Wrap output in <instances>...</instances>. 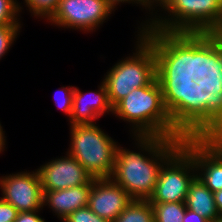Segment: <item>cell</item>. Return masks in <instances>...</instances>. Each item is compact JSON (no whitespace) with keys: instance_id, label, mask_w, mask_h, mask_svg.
Masks as SVG:
<instances>
[{"instance_id":"obj_3","label":"cell","mask_w":222,"mask_h":222,"mask_svg":"<svg viewBox=\"0 0 222 222\" xmlns=\"http://www.w3.org/2000/svg\"><path fill=\"white\" fill-rule=\"evenodd\" d=\"M112 115L127 121L133 135L173 138V123L157 79L150 85L133 89L113 107Z\"/></svg>"},{"instance_id":"obj_1","label":"cell","mask_w":222,"mask_h":222,"mask_svg":"<svg viewBox=\"0 0 222 222\" xmlns=\"http://www.w3.org/2000/svg\"><path fill=\"white\" fill-rule=\"evenodd\" d=\"M154 49L156 79L173 123V138L189 137V93L196 84L195 33L142 30L138 32Z\"/></svg>"},{"instance_id":"obj_4","label":"cell","mask_w":222,"mask_h":222,"mask_svg":"<svg viewBox=\"0 0 222 222\" xmlns=\"http://www.w3.org/2000/svg\"><path fill=\"white\" fill-rule=\"evenodd\" d=\"M161 12L145 30L222 33V6L218 0H170Z\"/></svg>"},{"instance_id":"obj_26","label":"cell","mask_w":222,"mask_h":222,"mask_svg":"<svg viewBox=\"0 0 222 222\" xmlns=\"http://www.w3.org/2000/svg\"><path fill=\"white\" fill-rule=\"evenodd\" d=\"M19 211L0 197V222H13Z\"/></svg>"},{"instance_id":"obj_9","label":"cell","mask_w":222,"mask_h":222,"mask_svg":"<svg viewBox=\"0 0 222 222\" xmlns=\"http://www.w3.org/2000/svg\"><path fill=\"white\" fill-rule=\"evenodd\" d=\"M113 10L104 0H59L56 11L47 20L58 28H70L84 33L98 30Z\"/></svg>"},{"instance_id":"obj_24","label":"cell","mask_w":222,"mask_h":222,"mask_svg":"<svg viewBox=\"0 0 222 222\" xmlns=\"http://www.w3.org/2000/svg\"><path fill=\"white\" fill-rule=\"evenodd\" d=\"M62 222H110L109 220L99 217L88 206L79 208L69 214Z\"/></svg>"},{"instance_id":"obj_23","label":"cell","mask_w":222,"mask_h":222,"mask_svg":"<svg viewBox=\"0 0 222 222\" xmlns=\"http://www.w3.org/2000/svg\"><path fill=\"white\" fill-rule=\"evenodd\" d=\"M75 86L60 88L54 95L55 105L59 107L70 119L72 112L73 94Z\"/></svg>"},{"instance_id":"obj_16","label":"cell","mask_w":222,"mask_h":222,"mask_svg":"<svg viewBox=\"0 0 222 222\" xmlns=\"http://www.w3.org/2000/svg\"><path fill=\"white\" fill-rule=\"evenodd\" d=\"M92 178L87 184L76 187L45 191L43 193V207L49 206L53 215L62 222L73 211L88 206L89 194L92 188Z\"/></svg>"},{"instance_id":"obj_28","label":"cell","mask_w":222,"mask_h":222,"mask_svg":"<svg viewBox=\"0 0 222 222\" xmlns=\"http://www.w3.org/2000/svg\"><path fill=\"white\" fill-rule=\"evenodd\" d=\"M182 222H210L206 218L200 216L198 213L193 212L186 208V212Z\"/></svg>"},{"instance_id":"obj_8","label":"cell","mask_w":222,"mask_h":222,"mask_svg":"<svg viewBox=\"0 0 222 222\" xmlns=\"http://www.w3.org/2000/svg\"><path fill=\"white\" fill-rule=\"evenodd\" d=\"M196 177L192 155L181 145L161 166L150 203L185 202Z\"/></svg>"},{"instance_id":"obj_20","label":"cell","mask_w":222,"mask_h":222,"mask_svg":"<svg viewBox=\"0 0 222 222\" xmlns=\"http://www.w3.org/2000/svg\"><path fill=\"white\" fill-rule=\"evenodd\" d=\"M31 16L48 20L56 11L59 0H24Z\"/></svg>"},{"instance_id":"obj_32","label":"cell","mask_w":222,"mask_h":222,"mask_svg":"<svg viewBox=\"0 0 222 222\" xmlns=\"http://www.w3.org/2000/svg\"><path fill=\"white\" fill-rule=\"evenodd\" d=\"M214 222H222V218L217 219V220H216V221H214Z\"/></svg>"},{"instance_id":"obj_17","label":"cell","mask_w":222,"mask_h":222,"mask_svg":"<svg viewBox=\"0 0 222 222\" xmlns=\"http://www.w3.org/2000/svg\"><path fill=\"white\" fill-rule=\"evenodd\" d=\"M186 208L198 213L210 222L222 218L209 188L196 176L189 186L185 200Z\"/></svg>"},{"instance_id":"obj_12","label":"cell","mask_w":222,"mask_h":222,"mask_svg":"<svg viewBox=\"0 0 222 222\" xmlns=\"http://www.w3.org/2000/svg\"><path fill=\"white\" fill-rule=\"evenodd\" d=\"M37 170L43 193L87 184L92 179L85 168L68 153L66 156L51 159Z\"/></svg>"},{"instance_id":"obj_22","label":"cell","mask_w":222,"mask_h":222,"mask_svg":"<svg viewBox=\"0 0 222 222\" xmlns=\"http://www.w3.org/2000/svg\"><path fill=\"white\" fill-rule=\"evenodd\" d=\"M22 24H0V60L16 42ZM15 41V42H14Z\"/></svg>"},{"instance_id":"obj_18","label":"cell","mask_w":222,"mask_h":222,"mask_svg":"<svg viewBox=\"0 0 222 222\" xmlns=\"http://www.w3.org/2000/svg\"><path fill=\"white\" fill-rule=\"evenodd\" d=\"M113 222H155L153 207L148 200L133 199Z\"/></svg>"},{"instance_id":"obj_13","label":"cell","mask_w":222,"mask_h":222,"mask_svg":"<svg viewBox=\"0 0 222 222\" xmlns=\"http://www.w3.org/2000/svg\"><path fill=\"white\" fill-rule=\"evenodd\" d=\"M132 200L112 178H100L92 181L88 207L99 217L113 222Z\"/></svg>"},{"instance_id":"obj_25","label":"cell","mask_w":222,"mask_h":222,"mask_svg":"<svg viewBox=\"0 0 222 222\" xmlns=\"http://www.w3.org/2000/svg\"><path fill=\"white\" fill-rule=\"evenodd\" d=\"M170 0H141V3H142V5H143V7L145 8V10L146 11H148L149 10V12L150 11H152V12H150L151 14V16L149 15V17H151V18H147L145 21H143V22H141V24H140V28L139 27H137L138 28V31L137 32H140V31H142V30H145V29H148L149 28V26H150V24L153 22V18H154V16L157 14V12L155 11V9H157V7L160 9L159 11H161V9H163L166 5H167V3L169 2ZM155 11V12H154ZM154 12V13H153Z\"/></svg>"},{"instance_id":"obj_27","label":"cell","mask_w":222,"mask_h":222,"mask_svg":"<svg viewBox=\"0 0 222 222\" xmlns=\"http://www.w3.org/2000/svg\"><path fill=\"white\" fill-rule=\"evenodd\" d=\"M41 210L32 212H19L14 222H46L44 218L38 214Z\"/></svg>"},{"instance_id":"obj_14","label":"cell","mask_w":222,"mask_h":222,"mask_svg":"<svg viewBox=\"0 0 222 222\" xmlns=\"http://www.w3.org/2000/svg\"><path fill=\"white\" fill-rule=\"evenodd\" d=\"M105 113L113 114L107 89L102 81L97 91L83 93L75 86L73 94L72 112L69 119L70 125L96 124L99 117Z\"/></svg>"},{"instance_id":"obj_11","label":"cell","mask_w":222,"mask_h":222,"mask_svg":"<svg viewBox=\"0 0 222 222\" xmlns=\"http://www.w3.org/2000/svg\"><path fill=\"white\" fill-rule=\"evenodd\" d=\"M0 189L1 198L19 212H32L44 208L41 179L37 169L0 176Z\"/></svg>"},{"instance_id":"obj_31","label":"cell","mask_w":222,"mask_h":222,"mask_svg":"<svg viewBox=\"0 0 222 222\" xmlns=\"http://www.w3.org/2000/svg\"><path fill=\"white\" fill-rule=\"evenodd\" d=\"M5 131H3L2 125L0 123V154L2 152H4L5 148H6V136L4 135Z\"/></svg>"},{"instance_id":"obj_7","label":"cell","mask_w":222,"mask_h":222,"mask_svg":"<svg viewBox=\"0 0 222 222\" xmlns=\"http://www.w3.org/2000/svg\"><path fill=\"white\" fill-rule=\"evenodd\" d=\"M189 137H222V74L207 75L191 86Z\"/></svg>"},{"instance_id":"obj_2","label":"cell","mask_w":222,"mask_h":222,"mask_svg":"<svg viewBox=\"0 0 222 222\" xmlns=\"http://www.w3.org/2000/svg\"><path fill=\"white\" fill-rule=\"evenodd\" d=\"M132 136L138 152L121 147L119 143L111 178L133 199L148 200L155 190L161 166L182 145L183 139Z\"/></svg>"},{"instance_id":"obj_19","label":"cell","mask_w":222,"mask_h":222,"mask_svg":"<svg viewBox=\"0 0 222 222\" xmlns=\"http://www.w3.org/2000/svg\"><path fill=\"white\" fill-rule=\"evenodd\" d=\"M155 222H182L186 212L185 202L151 203Z\"/></svg>"},{"instance_id":"obj_5","label":"cell","mask_w":222,"mask_h":222,"mask_svg":"<svg viewBox=\"0 0 222 222\" xmlns=\"http://www.w3.org/2000/svg\"><path fill=\"white\" fill-rule=\"evenodd\" d=\"M135 36V52L113 65L102 80L112 107L133 89L150 85L156 79L154 49L139 33Z\"/></svg>"},{"instance_id":"obj_29","label":"cell","mask_w":222,"mask_h":222,"mask_svg":"<svg viewBox=\"0 0 222 222\" xmlns=\"http://www.w3.org/2000/svg\"><path fill=\"white\" fill-rule=\"evenodd\" d=\"M106 3H107V5L113 10V12L115 11V8H116V10H117V6L120 4L121 5V3H129V4H131L132 3V5L133 4H138L140 7H142L143 9H145L144 7H143V5H142V3H141V0H104Z\"/></svg>"},{"instance_id":"obj_6","label":"cell","mask_w":222,"mask_h":222,"mask_svg":"<svg viewBox=\"0 0 222 222\" xmlns=\"http://www.w3.org/2000/svg\"><path fill=\"white\" fill-rule=\"evenodd\" d=\"M98 124L70 125L68 153L93 178H111L115 167L118 142Z\"/></svg>"},{"instance_id":"obj_15","label":"cell","mask_w":222,"mask_h":222,"mask_svg":"<svg viewBox=\"0 0 222 222\" xmlns=\"http://www.w3.org/2000/svg\"><path fill=\"white\" fill-rule=\"evenodd\" d=\"M222 74V33H195V81Z\"/></svg>"},{"instance_id":"obj_30","label":"cell","mask_w":222,"mask_h":222,"mask_svg":"<svg viewBox=\"0 0 222 222\" xmlns=\"http://www.w3.org/2000/svg\"><path fill=\"white\" fill-rule=\"evenodd\" d=\"M216 207L222 217V190L213 193Z\"/></svg>"},{"instance_id":"obj_21","label":"cell","mask_w":222,"mask_h":222,"mask_svg":"<svg viewBox=\"0 0 222 222\" xmlns=\"http://www.w3.org/2000/svg\"><path fill=\"white\" fill-rule=\"evenodd\" d=\"M23 6L18 0H0V24H21Z\"/></svg>"},{"instance_id":"obj_10","label":"cell","mask_w":222,"mask_h":222,"mask_svg":"<svg viewBox=\"0 0 222 222\" xmlns=\"http://www.w3.org/2000/svg\"><path fill=\"white\" fill-rule=\"evenodd\" d=\"M182 146L192 155L203 184L212 193L222 190V137L183 138Z\"/></svg>"}]
</instances>
